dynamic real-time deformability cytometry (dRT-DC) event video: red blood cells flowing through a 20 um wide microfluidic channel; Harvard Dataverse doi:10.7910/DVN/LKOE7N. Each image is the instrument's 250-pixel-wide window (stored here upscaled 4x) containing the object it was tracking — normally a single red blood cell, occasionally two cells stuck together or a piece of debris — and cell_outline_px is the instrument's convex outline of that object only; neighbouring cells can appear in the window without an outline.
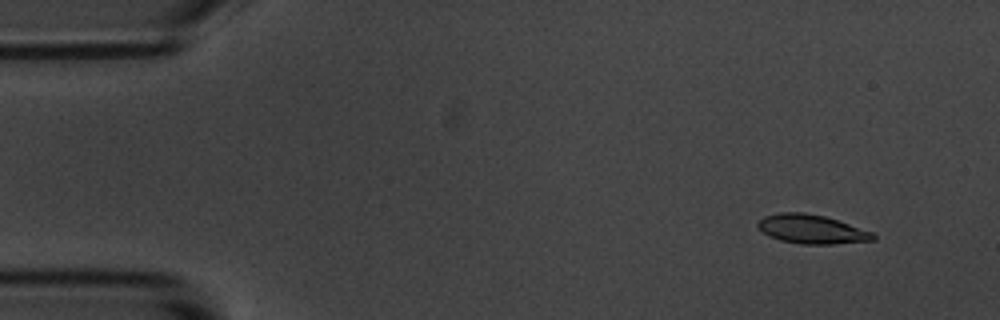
{"species": "common noctule bat (a hibernating species)", "species_latin": "Nyctalus noctula", "temperature_condition": "room temperature", "stored_images_in_passage": 5, "camera_frame_rate_fps": 3000, "um_per_image_px": 0.085, "animal": {"sex": "male", "body_mass_g": 20.1, "forearm_length_mm": 53.5}, "frame": {"image": 1, "passage_image": 2, "time_ms": 1.0, "image_size_px": [1000, 320], "cell_outline_px": [[876, 240], [832, 244], [800, 244], [780, 240], [768, 236], [756, 228], [756, 224], [764, 216], [780, 212], [804, 212], [824, 216], [872, 232], [876, 236]], "centroid_in_image_um": [68.94, 19.48], "position_along_channel_um": 16.1, "area_um2": 19.48}}
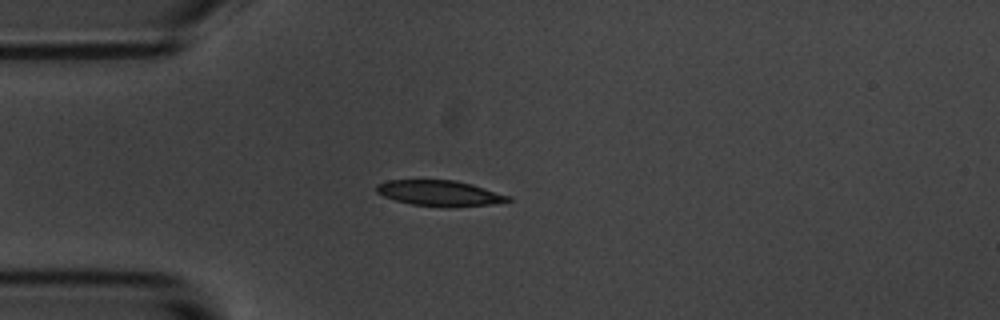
{"frame": {"image": 2, "passage_image": 5, "time_ms": 4.333, "image_size_px": [1000, 320], "cell_outline_px": [[512, 200], [492, 204], [452, 208], [444, 208], [412, 204], [396, 200], [384, 196], [376, 192], [376, 184], [388, 180], [456, 180], [472, 184], [512, 196]], "centroid_in_image_um": [37.41, 16.43], "position_along_channel_um": 47.6, "area_um2": 19.94}}